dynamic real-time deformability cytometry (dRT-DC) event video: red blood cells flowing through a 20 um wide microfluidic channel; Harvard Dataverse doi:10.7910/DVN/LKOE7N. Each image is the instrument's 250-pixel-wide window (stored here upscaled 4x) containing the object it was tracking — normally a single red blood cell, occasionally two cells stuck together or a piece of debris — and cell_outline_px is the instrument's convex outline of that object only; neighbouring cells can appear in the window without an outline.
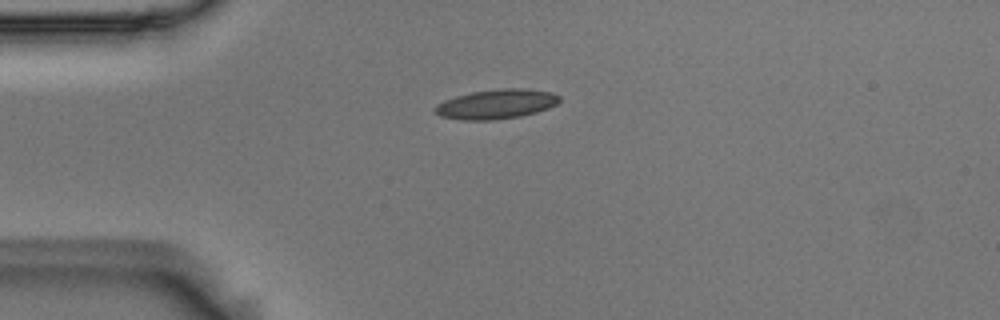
{"species": "Egyptian fruit bat (a non-hibernating species)", "species_latin": "Rousettus aegyptiacus", "temperature_condition": "room temperature", "stored_images_in_passage": 34, "camera_frame_rate_fps": 3000, "um_per_image_px": 0.085, "animal": {"sex": "male"}, "frame": {"image": 1, "passage_image": 1, "time_ms": 0.0, "image_size_px": [1000, 320], "cell_outline_px": [[560, 100], [556, 104], [548, 108], [536, 112], [520, 116], [492, 120], [464, 120], [440, 116], [432, 108], [436, 104], [444, 100], [456, 96], [472, 92], [504, 88], [524, 88], [552, 92], [560, 96]], "centroid_in_image_um": [42.18, 8.84], "position_along_channel_um": 42.8, "area_um2": 21.39}}
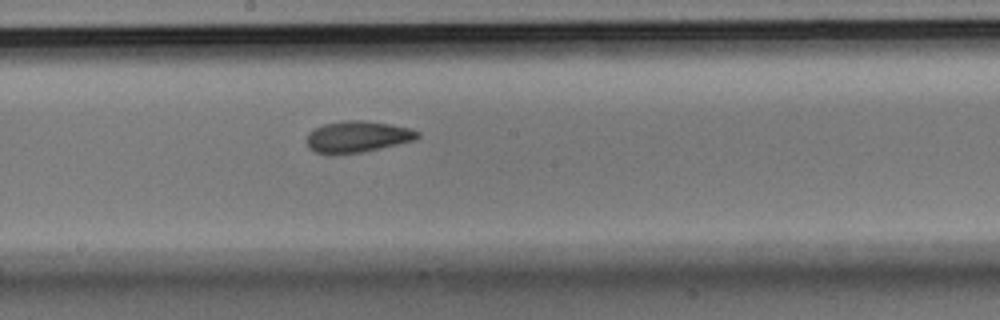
{"frame": {"image": 2, "passage_image": 17, "time_ms": 5.333, "image_size_px": [1000, 320], "cell_outline_px": [[420, 136], [416, 140], [364, 152], [316, 152], [308, 148], [308, 132], [312, 128], [324, 124], [344, 120], [360, 120], [388, 124], [408, 128], [420, 132]], "centroid_in_image_um": [30.41, 11.6], "position_along_channel_um": 217.8, "area_um2": 19.88}}
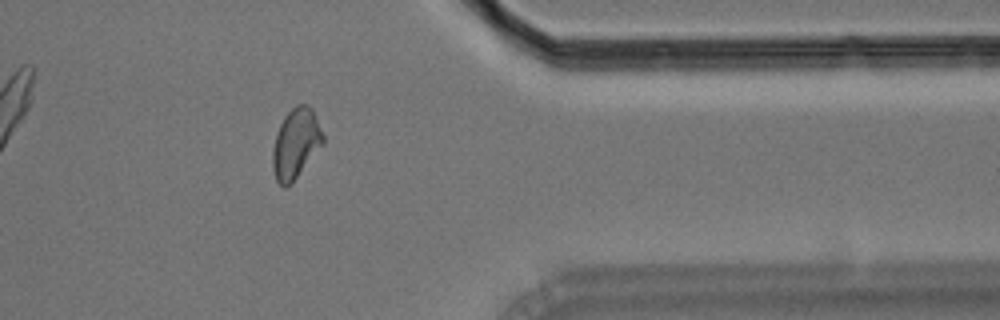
{"frame": {"image": 3, "passage_image": 32, "time_ms": 10.333, "image_size_px": [1000, 320], "cell_outline_px": [[324, 144], [292, 184], [284, 188], [276, 180], [272, 168], [272, 152], [276, 136], [280, 124], [284, 116], [296, 104], [308, 104], [312, 108], [324, 136]], "centroid_in_image_um": [25.15, 12.22], "position_along_channel_um": 386.2, "area_um2": 20.75}, "authors_computed_cell_mechanics": {"area_um2": 19.9121, "velocity_mm_per_s": 3.666, "shape_relaxation_time_tau1_ms": 7.1369, "shape_relaxation_time_tau2_ms": 2.279, "deformation_change_tau1": 0.1741, "deformation_change_tau2": 0.0816}}